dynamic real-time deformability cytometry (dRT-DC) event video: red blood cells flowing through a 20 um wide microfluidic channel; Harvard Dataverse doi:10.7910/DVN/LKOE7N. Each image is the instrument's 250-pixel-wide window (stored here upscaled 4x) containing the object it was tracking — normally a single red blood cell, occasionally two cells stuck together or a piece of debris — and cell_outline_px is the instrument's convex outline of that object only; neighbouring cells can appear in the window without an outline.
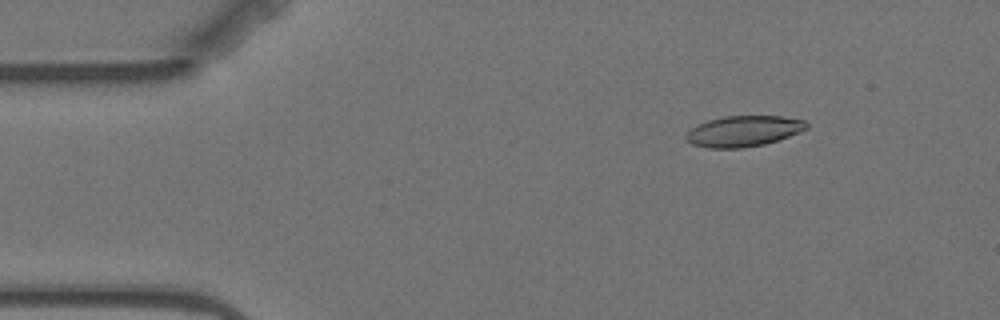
{"species": "Egyptian fruit bat (a non-hibernating species)", "species_latin": "Rousettus aegyptiacus", "temperature_condition": "warm", "stored_images_in_passage": 3, "camera_frame_rate_fps": 3000, "um_per_image_px": 0.085, "animal": {"sex": "female"}, "frame": {"image": 1, "passage_image": 1, "time_ms": 0.0, "image_size_px": [1000, 320], "cell_outline_px": [[808, 128], [800, 132], [764, 144], [744, 148], [708, 148], [692, 144], [684, 140], [684, 136], [692, 128], [708, 120], [724, 116], [780, 116], [804, 120], [808, 124]], "centroid_in_image_um": [63.18, 11.15], "position_along_channel_um": 21.8, "area_um2": 21.56}}